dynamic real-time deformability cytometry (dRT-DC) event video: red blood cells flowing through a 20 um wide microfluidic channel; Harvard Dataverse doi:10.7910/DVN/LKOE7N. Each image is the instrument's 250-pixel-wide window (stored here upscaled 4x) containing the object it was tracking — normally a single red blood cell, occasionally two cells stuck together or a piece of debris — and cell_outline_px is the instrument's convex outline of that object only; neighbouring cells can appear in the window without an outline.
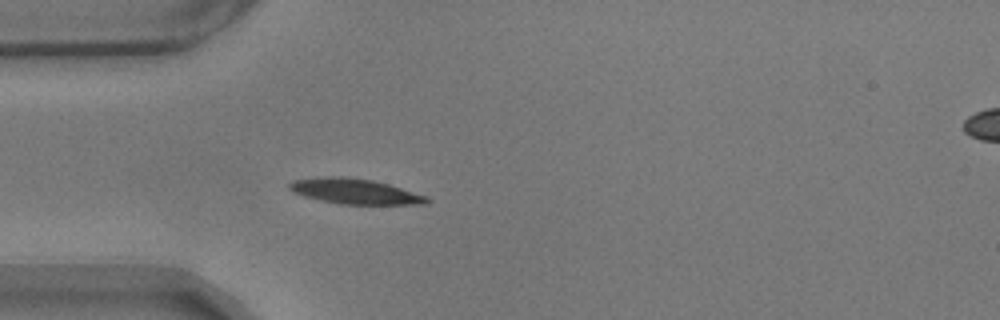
{"species": "common noctule bat (a hibernating species)", "species_latin": "Nyctalus noctula", "temperature_condition": "warm", "stored_images_in_passage": 42, "camera_frame_rate_fps": 3000, "um_per_image_px": 0.085, "animal": {"sex": "male", "body_mass_g": 17.9}, "frame": {"image": 1, "passage_image": 1, "time_ms": 0.0, "image_size_px": [1000, 320], "cell_outline_px": [[432, 200], [428, 204], [340, 204], [320, 200], [304, 196], [292, 192], [288, 188], [288, 184], [292, 180], [324, 176], [344, 176], [372, 180], [388, 184], [428, 196]], "centroid_in_image_um": [30.16, 16.26], "position_along_channel_um": 54.8, "area_um2": 20.4}}
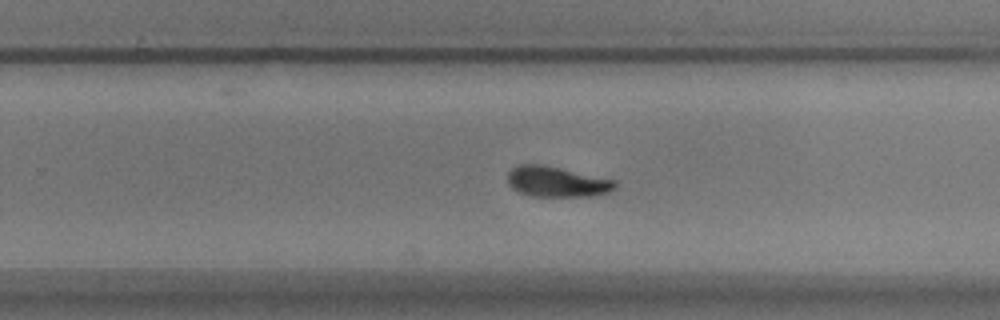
{"frame": {"image": 2, "passage_image": 21, "time_ms": 6.667, "image_size_px": [1000, 320], "cell_outline_px": [[616, 188], [608, 192], [596, 196], [532, 196], [516, 192], [508, 184], [508, 172], [512, 168], [520, 164], [540, 164], [616, 180]], "centroid_in_image_um": [47.31, 15.46], "position_along_channel_um": 282.5, "area_um2": 19.07}}
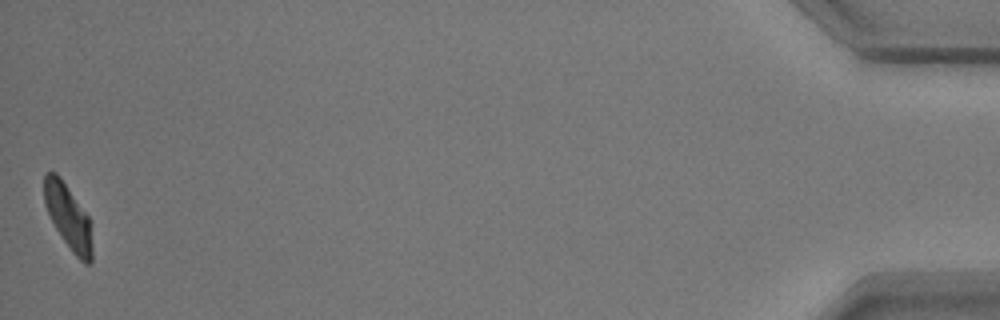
{"frame": {"image": 3, "passage_image": 42, "time_ms": 13.667, "image_size_px": [1000, 320], "cell_outline_px": [[92, 260], [88, 264], [84, 264], [72, 252], [56, 228], [44, 204], [44, 172], [56, 172], [60, 176], [88, 216], [92, 248]], "centroid_in_image_um": [5.78, 18.41], "position_along_channel_um": 429.4, "area_um2": 17.74}, "authors_computed_cell_mechanics": {"area_um2": 19.3341, "velocity_mm_per_s": 3.4834, "shape_relaxation_time_tau1_ms": 3.0538, "shape_relaxation_time_tau2_ms": 2.3144, "deformation_change_tau1": 0.1614, "deformation_change_tau2": 0.0791}}